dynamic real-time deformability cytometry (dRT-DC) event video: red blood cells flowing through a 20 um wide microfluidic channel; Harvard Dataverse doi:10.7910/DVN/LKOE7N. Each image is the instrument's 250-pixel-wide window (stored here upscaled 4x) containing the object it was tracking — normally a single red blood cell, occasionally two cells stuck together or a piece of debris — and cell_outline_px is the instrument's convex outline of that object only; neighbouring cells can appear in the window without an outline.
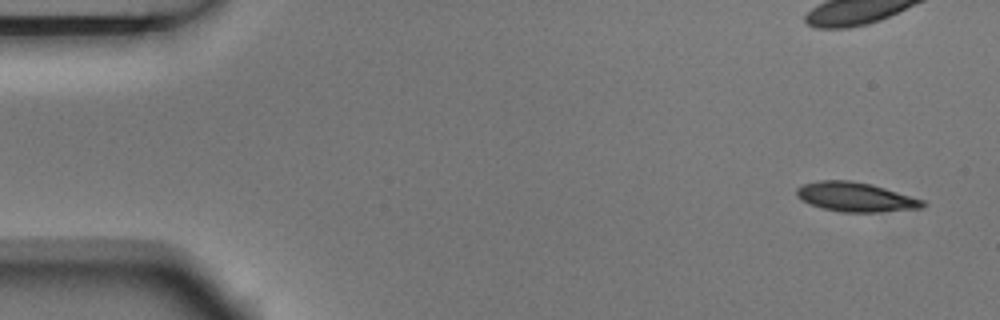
{"species": "Egyptian fruit bat (a non-hibernating species)", "species_latin": "Rousettus aegyptiacus", "temperature_condition": "room temperature", "stored_images_in_passage": 4, "camera_frame_rate_fps": 3000, "um_per_image_px": 0.085, "animal": {"sex": "male"}, "frame": {"image": 1, "passage_image": 1, "time_ms": 0.0, "image_size_px": [1000, 320], "cell_outline_px": [[928, 204], [924, 208], [876, 212], [844, 212], [824, 208], [808, 204], [796, 196], [796, 188], [804, 184], [820, 180], [848, 180], [872, 184], [924, 200]], "centroid_in_image_um": [72.74, 16.74], "position_along_channel_um": 12.3, "area_um2": 21.56}}